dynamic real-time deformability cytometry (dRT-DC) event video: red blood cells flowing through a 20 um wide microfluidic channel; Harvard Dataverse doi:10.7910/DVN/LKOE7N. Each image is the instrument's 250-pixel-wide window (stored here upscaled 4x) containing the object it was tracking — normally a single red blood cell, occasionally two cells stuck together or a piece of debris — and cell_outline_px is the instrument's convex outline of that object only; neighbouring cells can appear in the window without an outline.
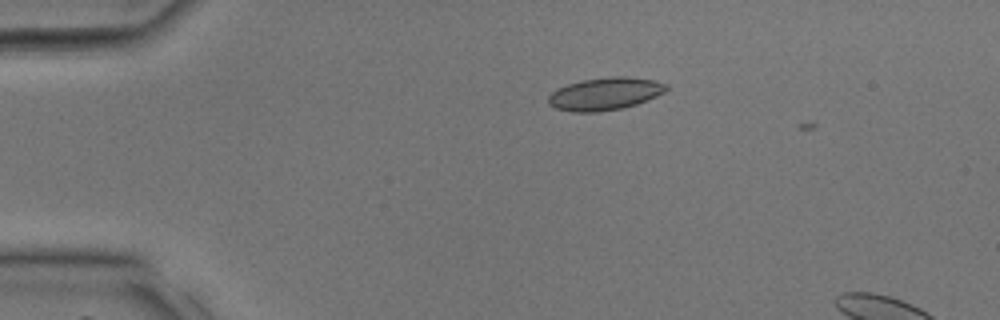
{"species": "common noctule bat (a hibernating species)", "species_latin": "Nyctalus noctula", "temperature_condition": "room temperature", "stored_images_in_passage": 4, "camera_frame_rate_fps": 3000, "um_per_image_px": 0.085, "animal": {"sex": "male", "body_mass_g": 17.9, "forearm_length_mm": 54.2}, "frame": {"image": 1, "passage_image": 2, "time_ms": 0.333, "image_size_px": [1000, 320], "cell_outline_px": [[668, 88], [664, 92], [648, 100], [636, 104], [620, 108], [596, 112], [572, 112], [556, 108], [548, 104], [548, 96], [552, 92], [568, 84], [580, 80], [612, 76], [628, 76], [652, 80], [668, 84]], "centroid_in_image_um": [51.42, 7.97], "position_along_channel_um": 33.6, "area_um2": 22.31}}